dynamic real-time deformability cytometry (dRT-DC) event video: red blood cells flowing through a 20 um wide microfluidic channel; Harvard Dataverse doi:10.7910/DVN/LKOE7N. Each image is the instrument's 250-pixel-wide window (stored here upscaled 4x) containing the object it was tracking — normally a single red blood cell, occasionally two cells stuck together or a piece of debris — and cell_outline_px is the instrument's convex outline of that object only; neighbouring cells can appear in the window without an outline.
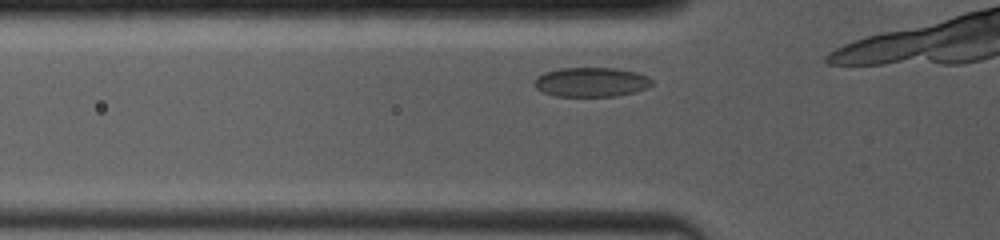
{"species": "common noctule bat (a hibernating species)", "species_latin": "Nyctalus noctula", "temperature_condition": "room temperature", "stored_images_in_passage": 13, "camera_frame_rate_fps": 4000, "um_per_image_px": 0.085, "animal": {"sex": "female", "body_mass_g": 19.0, "forearm_length_mm": 53.3}, "frame": {"image": 1, "passage_image": 5, "time_ms": 0.75, "image_size_px": [1000, 240], "cell_outline_px": [[652, 84], [648, 88], [616, 96], [556, 96], [544, 92], [536, 88], [532, 84], [536, 76], [544, 72], [560, 68], [616, 68], [636, 72], [648, 76], [652, 80]], "centroid_in_image_um": [50.23, 6.97], "position_along_channel_um": 75.6, "area_um2": 20.23}}
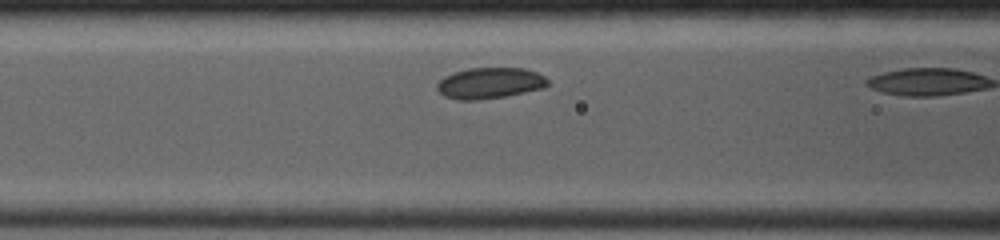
{"frame": {"image": 2, "passage_image": 12, "time_ms": 2.0, "image_size_px": [1000, 240], "cell_outline_px": [[548, 84], [544, 88], [504, 96], [476, 100], [460, 100], [444, 96], [436, 88], [436, 84], [444, 76], [452, 72], [468, 68], [524, 68], [536, 72], [544, 76], [548, 80]], "centroid_in_image_um": [41.61, 7.05], "position_along_channel_um": 125.0, "area_um2": 20.0}}